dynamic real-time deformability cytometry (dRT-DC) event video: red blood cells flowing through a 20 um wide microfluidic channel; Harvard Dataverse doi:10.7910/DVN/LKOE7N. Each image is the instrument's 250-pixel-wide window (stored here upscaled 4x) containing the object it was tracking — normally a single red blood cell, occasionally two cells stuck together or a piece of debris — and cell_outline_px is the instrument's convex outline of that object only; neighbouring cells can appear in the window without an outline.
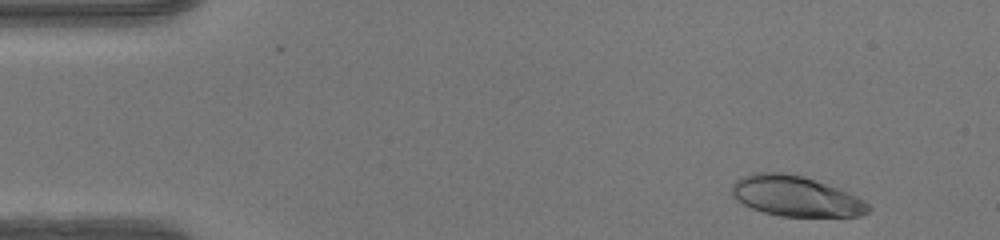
{"species": "human", "species_latin": "Homo sapiens", "temperature_condition": "warm", "stored_images_in_passage": 47, "camera_frame_rate_fps": 3000, "um_per_image_px": 0.085, "donor": {"sex": "female"}, "frame": {"image": 1, "passage_image": 3, "time_ms": 0.667, "image_size_px": [1000, 240], "cell_outline_px": [[872, 208], [868, 212], [860, 216], [780, 216], [764, 212], [752, 208], [736, 200], [732, 196], [732, 184], [740, 176], [756, 172], [784, 172], [800, 176], [836, 188], [856, 196], [864, 200]], "centroid_in_image_um": [67.59, 16.68], "position_along_channel_um": 17.4, "area_um2": 31.79}}
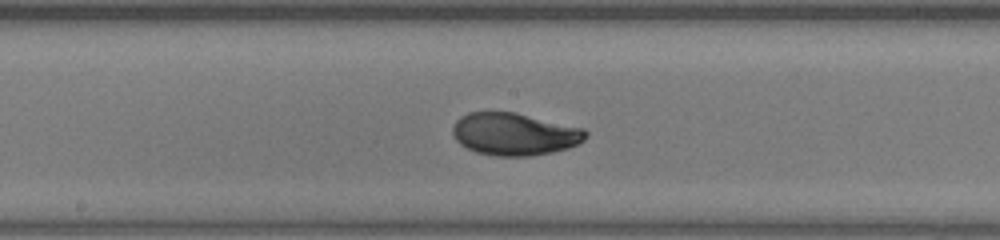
{"frame": {"image": 2, "passage_image": 24, "time_ms": 7.667, "image_size_px": [1000, 240], "cell_outline_px": [[588, 136], [584, 140], [568, 148], [552, 152], [528, 156], [492, 156], [476, 152], [460, 144], [456, 140], [452, 132], [452, 128], [456, 120], [460, 116], [468, 112], [516, 112], [584, 128], [588, 132]], "centroid_in_image_um": [43.72, 11.39], "position_along_channel_um": 204.5, "area_um2": 33.06}}
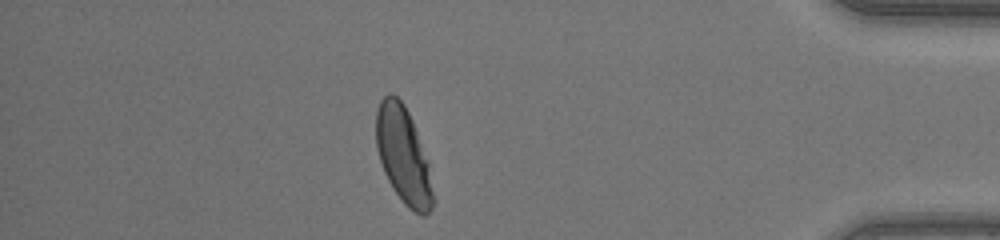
{"frame": {"image": 3, "passage_image": 41, "time_ms": 13.333, "image_size_px": [1000, 240], "cell_outline_px": [[432, 208], [424, 216], [420, 216], [408, 208], [404, 204], [392, 188], [384, 172], [376, 148], [376, 108], [380, 100], [388, 92], [392, 92], [404, 104], [412, 120], [428, 160], [432, 192]], "centroid_in_image_um": [34.25, 13.18], "position_along_channel_um": 400.9, "area_um2": 32.02}, "authors_computed_cell_mechanics": {"area_um2": 32.2524, "velocity_mm_per_s": 4.2364, "shape_relaxation_time_tau1_ms": 4.224, "shape_relaxation_time_tau2_ms": null, "deformation_change_tau1": 0.2074, "deformation_change_tau2": null}}